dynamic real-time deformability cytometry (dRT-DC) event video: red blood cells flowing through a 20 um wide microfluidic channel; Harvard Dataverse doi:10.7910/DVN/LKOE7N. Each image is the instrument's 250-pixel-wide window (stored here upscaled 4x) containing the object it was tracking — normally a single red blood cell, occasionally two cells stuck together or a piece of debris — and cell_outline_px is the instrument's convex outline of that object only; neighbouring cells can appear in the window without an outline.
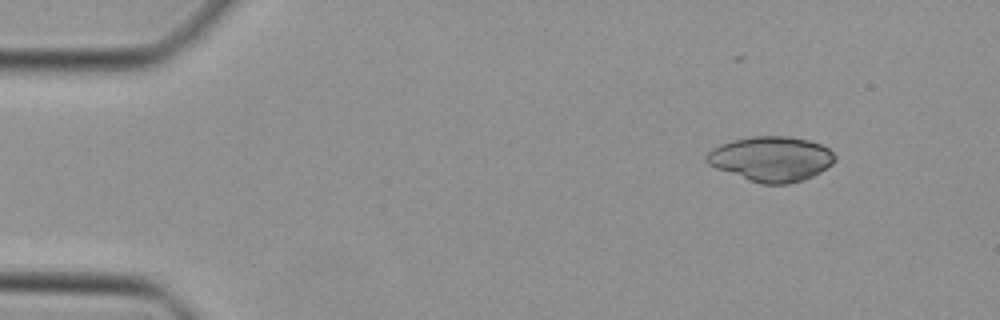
{"species": "Egyptian fruit bat (a non-hibernating species)", "species_latin": "Rousettus aegyptiacus", "temperature_condition": "cold", "stored_images_in_passage": 42, "camera_frame_rate_fps": 3000, "um_per_image_px": 0.085, "animal": {"sex": "female"}, "frame": {"image": 1, "passage_image": 1, "time_ms": 0.0, "image_size_px": [1000, 320], "cell_outline_px": [[836, 160], [832, 164], [820, 172], [804, 180], [788, 184], [760, 184], [716, 168], [708, 164], [704, 160], [704, 156], [712, 148], [720, 144], [732, 140], [752, 136], [788, 136], [808, 140], [820, 144], [828, 148], [836, 156]], "centroid_in_image_um": [65.54, 13.5], "position_along_channel_um": 19.5, "area_um2": 33.76}}
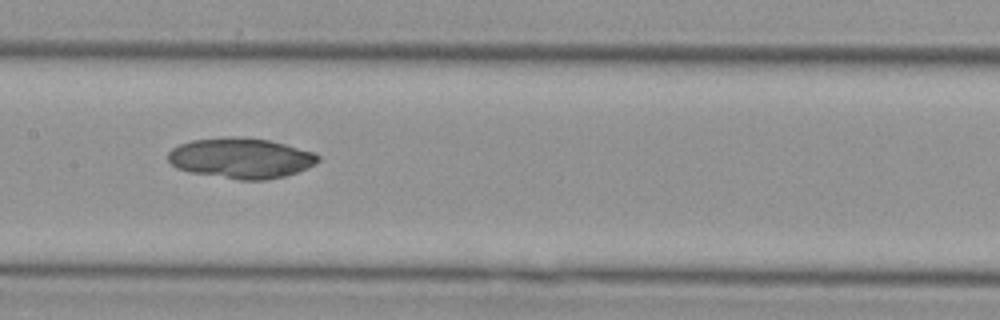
{"frame": {"image": 2, "passage_image": 19, "time_ms": 6.0, "image_size_px": [1000, 320], "cell_outline_px": [[320, 160], [316, 164], [308, 168], [284, 176], [264, 180], [240, 180], [188, 172], [176, 168], [168, 160], [168, 152], [172, 148], [180, 144], [192, 140], [268, 140], [284, 144], [312, 152], [320, 156]], "centroid_in_image_um": [20.49, 13.5], "position_along_channel_um": 186.9, "area_um2": 34.16}}
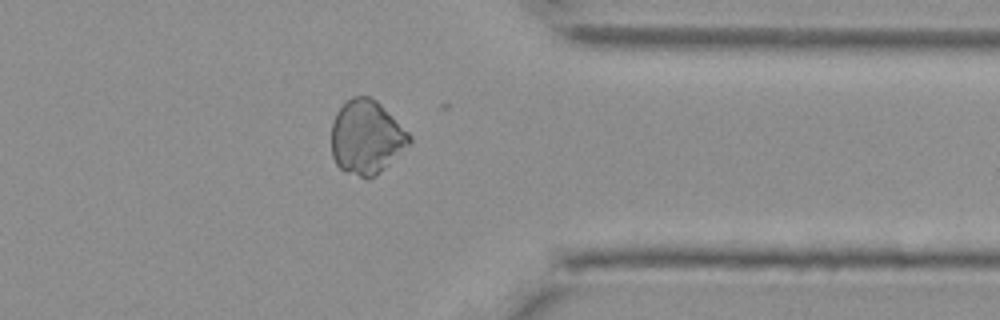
{"frame": {"image": 3, "passage_image": 33, "time_ms": 10.667, "image_size_px": [1000, 320], "cell_outline_px": [[412, 144], [380, 172], [368, 180], [344, 172], [336, 164], [332, 156], [332, 124], [336, 112], [352, 96], [368, 96], [376, 100], [412, 136]], "centroid_in_image_um": [31.16, 11.7], "position_along_channel_um": 380.2, "area_um2": 33.76}}